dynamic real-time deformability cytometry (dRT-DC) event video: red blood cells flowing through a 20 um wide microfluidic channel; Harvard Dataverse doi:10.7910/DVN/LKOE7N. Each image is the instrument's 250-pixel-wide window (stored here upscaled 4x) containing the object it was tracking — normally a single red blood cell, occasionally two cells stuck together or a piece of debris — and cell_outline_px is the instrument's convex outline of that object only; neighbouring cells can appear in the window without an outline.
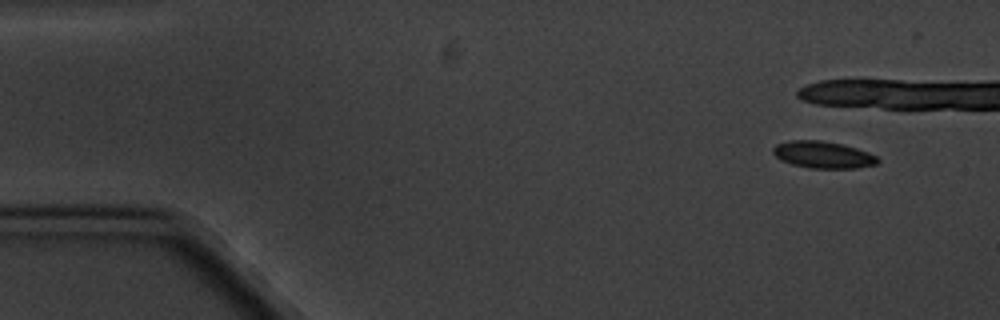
{"species": "common noctule bat (a hibernating species)", "species_latin": "Nyctalus noctula", "temperature_condition": "cold", "stored_images_in_passage": 7, "camera_frame_rate_fps": 3000, "um_per_image_px": 0.085, "animal": {"sex": "male", "body_mass_g": 20.1, "forearm_length_mm": 53.5}, "frame": {"image": 1, "passage_image": 1, "time_ms": 0.0, "image_size_px": [1000, 320], "cell_outline_px": [[880, 160], [876, 164], [856, 168], [812, 168], [792, 164], [780, 160], [772, 152], [772, 148], [776, 144], [788, 140], [820, 140], [840, 144], [856, 148], [868, 152], [876, 156]], "centroid_in_image_um": [69.93, 13.15], "position_along_channel_um": 15.1, "area_um2": 16.36}}
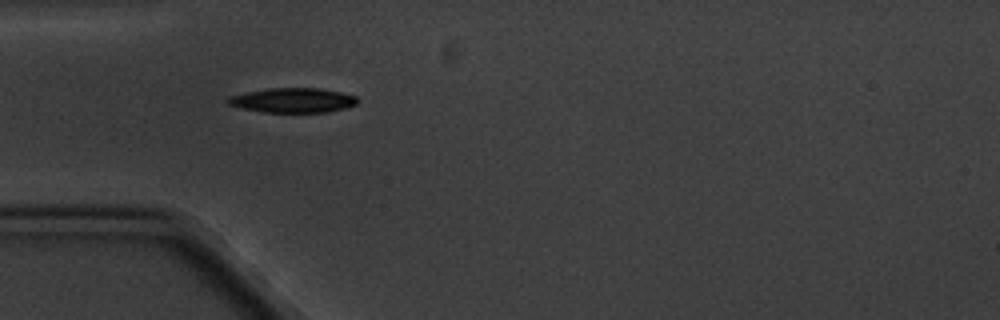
{"frame": {"image": 2, "passage_image": 6, "time_ms": 6.667, "image_size_px": [1000, 320], "cell_outline_px": [[356, 104], [344, 108], [328, 112], [264, 112], [240, 108], [228, 104], [224, 100], [228, 96], [268, 88], [320, 88], [340, 92], [356, 96]], "centroid_in_image_um": [24.84, 8.52], "position_along_channel_um": 60.2, "area_um2": 18.55}}